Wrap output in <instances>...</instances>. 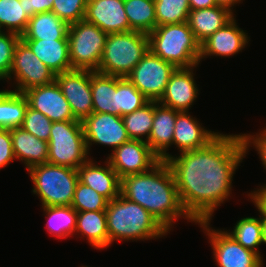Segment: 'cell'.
<instances>
[{"mask_svg":"<svg viewBox=\"0 0 266 267\" xmlns=\"http://www.w3.org/2000/svg\"><path fill=\"white\" fill-rule=\"evenodd\" d=\"M197 66L176 68L171 74L159 104L177 111H189L199 95L193 72Z\"/></svg>","mask_w":266,"mask_h":267,"instance_id":"cell-17","label":"cell"},{"mask_svg":"<svg viewBox=\"0 0 266 267\" xmlns=\"http://www.w3.org/2000/svg\"><path fill=\"white\" fill-rule=\"evenodd\" d=\"M108 200L91 187L78 181L71 206L77 212L105 210Z\"/></svg>","mask_w":266,"mask_h":267,"instance_id":"cell-36","label":"cell"},{"mask_svg":"<svg viewBox=\"0 0 266 267\" xmlns=\"http://www.w3.org/2000/svg\"><path fill=\"white\" fill-rule=\"evenodd\" d=\"M242 1L243 0H215L217 6L227 8L232 13L234 12V6L238 3H243Z\"/></svg>","mask_w":266,"mask_h":267,"instance_id":"cell-44","label":"cell"},{"mask_svg":"<svg viewBox=\"0 0 266 267\" xmlns=\"http://www.w3.org/2000/svg\"><path fill=\"white\" fill-rule=\"evenodd\" d=\"M154 101L142 108L122 116L127 135L133 140L148 141L153 126Z\"/></svg>","mask_w":266,"mask_h":267,"instance_id":"cell-32","label":"cell"},{"mask_svg":"<svg viewBox=\"0 0 266 267\" xmlns=\"http://www.w3.org/2000/svg\"><path fill=\"white\" fill-rule=\"evenodd\" d=\"M75 235L80 236V239L86 237L95 249L103 250L109 247L105 210L77 212Z\"/></svg>","mask_w":266,"mask_h":267,"instance_id":"cell-27","label":"cell"},{"mask_svg":"<svg viewBox=\"0 0 266 267\" xmlns=\"http://www.w3.org/2000/svg\"><path fill=\"white\" fill-rule=\"evenodd\" d=\"M52 124L49 118L28 106L21 127L38 139L48 142Z\"/></svg>","mask_w":266,"mask_h":267,"instance_id":"cell-39","label":"cell"},{"mask_svg":"<svg viewBox=\"0 0 266 267\" xmlns=\"http://www.w3.org/2000/svg\"><path fill=\"white\" fill-rule=\"evenodd\" d=\"M176 67L150 50L126 78L149 100L159 101Z\"/></svg>","mask_w":266,"mask_h":267,"instance_id":"cell-11","label":"cell"},{"mask_svg":"<svg viewBox=\"0 0 266 267\" xmlns=\"http://www.w3.org/2000/svg\"><path fill=\"white\" fill-rule=\"evenodd\" d=\"M108 33L80 20L68 27L69 58L73 70L98 71Z\"/></svg>","mask_w":266,"mask_h":267,"instance_id":"cell-8","label":"cell"},{"mask_svg":"<svg viewBox=\"0 0 266 267\" xmlns=\"http://www.w3.org/2000/svg\"><path fill=\"white\" fill-rule=\"evenodd\" d=\"M220 132L205 129L197 118L189 111H181L176 116L172 146L183 151L196 150L205 147L213 141Z\"/></svg>","mask_w":266,"mask_h":267,"instance_id":"cell-19","label":"cell"},{"mask_svg":"<svg viewBox=\"0 0 266 267\" xmlns=\"http://www.w3.org/2000/svg\"><path fill=\"white\" fill-rule=\"evenodd\" d=\"M29 19L24 12L23 0H0V27L3 31L21 36L27 29Z\"/></svg>","mask_w":266,"mask_h":267,"instance_id":"cell-33","label":"cell"},{"mask_svg":"<svg viewBox=\"0 0 266 267\" xmlns=\"http://www.w3.org/2000/svg\"><path fill=\"white\" fill-rule=\"evenodd\" d=\"M256 134V135H255ZM251 135L250 133L248 134H241L246 153H248L250 150V147L255 148V151L258 152V155L260 157V160L262 161V165L264 166V169L266 170V131L262 128L260 132ZM266 186V184L262 185Z\"/></svg>","mask_w":266,"mask_h":267,"instance_id":"cell-40","label":"cell"},{"mask_svg":"<svg viewBox=\"0 0 266 267\" xmlns=\"http://www.w3.org/2000/svg\"><path fill=\"white\" fill-rule=\"evenodd\" d=\"M211 221L198 224L209 237L214 261L218 267H263V259L255 252L244 248L225 229H213Z\"/></svg>","mask_w":266,"mask_h":267,"instance_id":"cell-9","label":"cell"},{"mask_svg":"<svg viewBox=\"0 0 266 267\" xmlns=\"http://www.w3.org/2000/svg\"><path fill=\"white\" fill-rule=\"evenodd\" d=\"M105 212L109 246L114 241L160 239L169 233L146 209L121 194L108 201Z\"/></svg>","mask_w":266,"mask_h":267,"instance_id":"cell-3","label":"cell"},{"mask_svg":"<svg viewBox=\"0 0 266 267\" xmlns=\"http://www.w3.org/2000/svg\"><path fill=\"white\" fill-rule=\"evenodd\" d=\"M157 26L187 22L189 0H154Z\"/></svg>","mask_w":266,"mask_h":267,"instance_id":"cell-34","label":"cell"},{"mask_svg":"<svg viewBox=\"0 0 266 267\" xmlns=\"http://www.w3.org/2000/svg\"><path fill=\"white\" fill-rule=\"evenodd\" d=\"M88 0H53L52 11L68 25L85 18Z\"/></svg>","mask_w":266,"mask_h":267,"instance_id":"cell-37","label":"cell"},{"mask_svg":"<svg viewBox=\"0 0 266 267\" xmlns=\"http://www.w3.org/2000/svg\"><path fill=\"white\" fill-rule=\"evenodd\" d=\"M47 218V231L57 239H66L75 234L77 211L72 206L42 207Z\"/></svg>","mask_w":266,"mask_h":267,"instance_id":"cell-29","label":"cell"},{"mask_svg":"<svg viewBox=\"0 0 266 267\" xmlns=\"http://www.w3.org/2000/svg\"><path fill=\"white\" fill-rule=\"evenodd\" d=\"M15 159L25 165L27 171L36 165L47 163L48 142L38 139L22 127L10 129Z\"/></svg>","mask_w":266,"mask_h":267,"instance_id":"cell-22","label":"cell"},{"mask_svg":"<svg viewBox=\"0 0 266 267\" xmlns=\"http://www.w3.org/2000/svg\"><path fill=\"white\" fill-rule=\"evenodd\" d=\"M53 0H23L24 12L31 18L35 14L52 11Z\"/></svg>","mask_w":266,"mask_h":267,"instance_id":"cell-42","label":"cell"},{"mask_svg":"<svg viewBox=\"0 0 266 267\" xmlns=\"http://www.w3.org/2000/svg\"><path fill=\"white\" fill-rule=\"evenodd\" d=\"M27 107L28 101L23 93L0 89V128L21 127Z\"/></svg>","mask_w":266,"mask_h":267,"instance_id":"cell-28","label":"cell"},{"mask_svg":"<svg viewBox=\"0 0 266 267\" xmlns=\"http://www.w3.org/2000/svg\"><path fill=\"white\" fill-rule=\"evenodd\" d=\"M87 150L95 145L112 147L110 151L130 140L122 116L109 113H91L82 121Z\"/></svg>","mask_w":266,"mask_h":267,"instance_id":"cell-13","label":"cell"},{"mask_svg":"<svg viewBox=\"0 0 266 267\" xmlns=\"http://www.w3.org/2000/svg\"><path fill=\"white\" fill-rule=\"evenodd\" d=\"M84 19L108 34L130 31L124 0H88Z\"/></svg>","mask_w":266,"mask_h":267,"instance_id":"cell-18","label":"cell"},{"mask_svg":"<svg viewBox=\"0 0 266 267\" xmlns=\"http://www.w3.org/2000/svg\"><path fill=\"white\" fill-rule=\"evenodd\" d=\"M93 113L119 116L118 77L90 71Z\"/></svg>","mask_w":266,"mask_h":267,"instance_id":"cell-24","label":"cell"},{"mask_svg":"<svg viewBox=\"0 0 266 267\" xmlns=\"http://www.w3.org/2000/svg\"><path fill=\"white\" fill-rule=\"evenodd\" d=\"M89 159L82 121L53 122L47 163L77 169Z\"/></svg>","mask_w":266,"mask_h":267,"instance_id":"cell-7","label":"cell"},{"mask_svg":"<svg viewBox=\"0 0 266 267\" xmlns=\"http://www.w3.org/2000/svg\"><path fill=\"white\" fill-rule=\"evenodd\" d=\"M55 81L68 101L74 117L83 121L93 112L90 71L70 70L56 75Z\"/></svg>","mask_w":266,"mask_h":267,"instance_id":"cell-14","label":"cell"},{"mask_svg":"<svg viewBox=\"0 0 266 267\" xmlns=\"http://www.w3.org/2000/svg\"><path fill=\"white\" fill-rule=\"evenodd\" d=\"M262 244H266V218L262 215Z\"/></svg>","mask_w":266,"mask_h":267,"instance_id":"cell-45","label":"cell"},{"mask_svg":"<svg viewBox=\"0 0 266 267\" xmlns=\"http://www.w3.org/2000/svg\"><path fill=\"white\" fill-rule=\"evenodd\" d=\"M120 194L146 209L168 232L179 218L195 223L183 209L174 176L166 161L160 160L147 172L123 177Z\"/></svg>","mask_w":266,"mask_h":267,"instance_id":"cell-2","label":"cell"},{"mask_svg":"<svg viewBox=\"0 0 266 267\" xmlns=\"http://www.w3.org/2000/svg\"><path fill=\"white\" fill-rule=\"evenodd\" d=\"M190 10H198L216 6L215 0H189Z\"/></svg>","mask_w":266,"mask_h":267,"instance_id":"cell-43","label":"cell"},{"mask_svg":"<svg viewBox=\"0 0 266 267\" xmlns=\"http://www.w3.org/2000/svg\"><path fill=\"white\" fill-rule=\"evenodd\" d=\"M234 15L227 8L216 5L204 9L190 10L187 23L195 39L201 44L229 22Z\"/></svg>","mask_w":266,"mask_h":267,"instance_id":"cell-23","label":"cell"},{"mask_svg":"<svg viewBox=\"0 0 266 267\" xmlns=\"http://www.w3.org/2000/svg\"><path fill=\"white\" fill-rule=\"evenodd\" d=\"M130 31L151 33L157 26L154 0H124Z\"/></svg>","mask_w":266,"mask_h":267,"instance_id":"cell-30","label":"cell"},{"mask_svg":"<svg viewBox=\"0 0 266 267\" xmlns=\"http://www.w3.org/2000/svg\"><path fill=\"white\" fill-rule=\"evenodd\" d=\"M104 165L97 164L91 157L77 168L79 181L104 196L108 201L120 195L121 179L106 160Z\"/></svg>","mask_w":266,"mask_h":267,"instance_id":"cell-20","label":"cell"},{"mask_svg":"<svg viewBox=\"0 0 266 267\" xmlns=\"http://www.w3.org/2000/svg\"><path fill=\"white\" fill-rule=\"evenodd\" d=\"M55 79L56 75L52 70L20 40L14 50L11 72L6 80L8 83L14 82V91L24 93L31 88L49 84Z\"/></svg>","mask_w":266,"mask_h":267,"instance_id":"cell-10","label":"cell"},{"mask_svg":"<svg viewBox=\"0 0 266 267\" xmlns=\"http://www.w3.org/2000/svg\"><path fill=\"white\" fill-rule=\"evenodd\" d=\"M148 51L149 38L146 33H109L97 72L126 77Z\"/></svg>","mask_w":266,"mask_h":267,"instance_id":"cell-5","label":"cell"},{"mask_svg":"<svg viewBox=\"0 0 266 267\" xmlns=\"http://www.w3.org/2000/svg\"><path fill=\"white\" fill-rule=\"evenodd\" d=\"M148 38L149 50L176 68L199 65L200 43L187 22L156 26Z\"/></svg>","mask_w":266,"mask_h":267,"instance_id":"cell-4","label":"cell"},{"mask_svg":"<svg viewBox=\"0 0 266 267\" xmlns=\"http://www.w3.org/2000/svg\"><path fill=\"white\" fill-rule=\"evenodd\" d=\"M148 102L149 100L126 77H118L119 116L132 113Z\"/></svg>","mask_w":266,"mask_h":267,"instance_id":"cell-35","label":"cell"},{"mask_svg":"<svg viewBox=\"0 0 266 267\" xmlns=\"http://www.w3.org/2000/svg\"><path fill=\"white\" fill-rule=\"evenodd\" d=\"M23 94L27 98L30 108L41 112L52 122L79 121L74 117L70 105L56 81L31 88Z\"/></svg>","mask_w":266,"mask_h":267,"instance_id":"cell-15","label":"cell"},{"mask_svg":"<svg viewBox=\"0 0 266 267\" xmlns=\"http://www.w3.org/2000/svg\"><path fill=\"white\" fill-rule=\"evenodd\" d=\"M246 154L241 133H220L205 147L166 160L183 209L195 224L211 221L231 196L233 176Z\"/></svg>","mask_w":266,"mask_h":267,"instance_id":"cell-1","label":"cell"},{"mask_svg":"<svg viewBox=\"0 0 266 267\" xmlns=\"http://www.w3.org/2000/svg\"><path fill=\"white\" fill-rule=\"evenodd\" d=\"M14 160L10 129L0 128V169L7 167Z\"/></svg>","mask_w":266,"mask_h":267,"instance_id":"cell-41","label":"cell"},{"mask_svg":"<svg viewBox=\"0 0 266 267\" xmlns=\"http://www.w3.org/2000/svg\"><path fill=\"white\" fill-rule=\"evenodd\" d=\"M68 27L54 12L35 14L29 19L21 40H68Z\"/></svg>","mask_w":266,"mask_h":267,"instance_id":"cell-26","label":"cell"},{"mask_svg":"<svg viewBox=\"0 0 266 267\" xmlns=\"http://www.w3.org/2000/svg\"><path fill=\"white\" fill-rule=\"evenodd\" d=\"M21 40L17 33L3 31L0 33V81H6L11 72L14 50Z\"/></svg>","mask_w":266,"mask_h":267,"instance_id":"cell-38","label":"cell"},{"mask_svg":"<svg viewBox=\"0 0 266 267\" xmlns=\"http://www.w3.org/2000/svg\"><path fill=\"white\" fill-rule=\"evenodd\" d=\"M179 112L154 101L153 126L147 144L160 160L166 161L172 156L167 151L172 145L176 116Z\"/></svg>","mask_w":266,"mask_h":267,"instance_id":"cell-21","label":"cell"},{"mask_svg":"<svg viewBox=\"0 0 266 267\" xmlns=\"http://www.w3.org/2000/svg\"><path fill=\"white\" fill-rule=\"evenodd\" d=\"M259 217H243L235 224L232 231L226 230L239 244L258 254L262 259L259 246L262 245V213Z\"/></svg>","mask_w":266,"mask_h":267,"instance_id":"cell-31","label":"cell"},{"mask_svg":"<svg viewBox=\"0 0 266 267\" xmlns=\"http://www.w3.org/2000/svg\"><path fill=\"white\" fill-rule=\"evenodd\" d=\"M31 51L57 75L73 70L68 40H22Z\"/></svg>","mask_w":266,"mask_h":267,"instance_id":"cell-25","label":"cell"},{"mask_svg":"<svg viewBox=\"0 0 266 267\" xmlns=\"http://www.w3.org/2000/svg\"><path fill=\"white\" fill-rule=\"evenodd\" d=\"M28 173L32 193L40 197L42 207L71 206L79 181L77 169L44 163L31 167Z\"/></svg>","mask_w":266,"mask_h":267,"instance_id":"cell-6","label":"cell"},{"mask_svg":"<svg viewBox=\"0 0 266 267\" xmlns=\"http://www.w3.org/2000/svg\"><path fill=\"white\" fill-rule=\"evenodd\" d=\"M108 155L106 160L120 179L127 175L147 172L160 161L147 142L142 140L130 139Z\"/></svg>","mask_w":266,"mask_h":267,"instance_id":"cell-12","label":"cell"},{"mask_svg":"<svg viewBox=\"0 0 266 267\" xmlns=\"http://www.w3.org/2000/svg\"><path fill=\"white\" fill-rule=\"evenodd\" d=\"M236 21V18L233 17L200 44V64L202 59L209 56L232 57L248 46L250 36L246 33V30L237 25Z\"/></svg>","mask_w":266,"mask_h":267,"instance_id":"cell-16","label":"cell"}]
</instances>
